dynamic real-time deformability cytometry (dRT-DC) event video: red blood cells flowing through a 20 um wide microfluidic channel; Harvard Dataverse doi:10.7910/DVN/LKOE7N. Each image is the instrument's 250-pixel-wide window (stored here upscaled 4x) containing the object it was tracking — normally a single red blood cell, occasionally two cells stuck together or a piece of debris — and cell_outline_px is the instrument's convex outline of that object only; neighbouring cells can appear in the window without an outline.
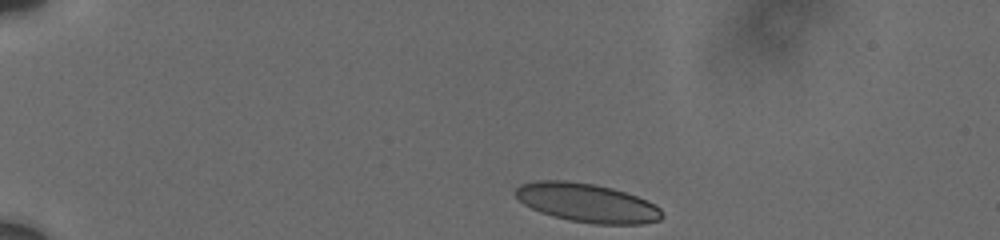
{"species": "human", "species_latin": "Homo sapiens", "temperature_condition": "cold", "stored_images_in_passage": 75, "camera_frame_rate_fps": 3000, "um_per_image_px": 0.085, "donor": {"sex": "male"}, "frame": {"image": 1, "passage_image": 1, "time_ms": 0.0, "image_size_px": [1000, 240], "cell_outline_px": [[664, 216], [660, 220], [644, 224], [592, 224], [568, 220], [552, 216], [540, 212], [524, 204], [512, 192], [520, 184], [536, 180], [568, 180], [596, 184], [612, 188], [648, 200], [656, 204], [660, 208]], "centroid_in_image_um": [49.9, 17.23], "position_along_channel_um": 35.1, "area_um2": 33.52}}
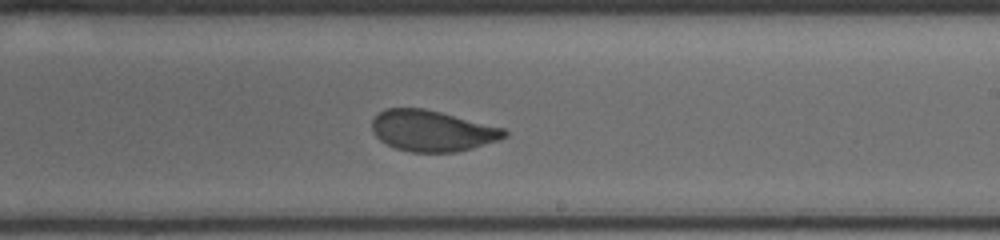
{"frame": {"image": 2, "passage_image": 39, "time_ms": 8.0, "image_size_px": [1000, 240], "cell_outline_px": [[508, 136], [500, 140], [472, 148], [456, 152], [412, 152], [396, 148], [380, 140], [376, 136], [372, 128], [372, 120], [384, 108], [424, 108], [504, 128], [508, 132]], "centroid_in_image_um": [36.75, 11.12], "position_along_channel_um": 252.2, "area_um2": 31.5}}
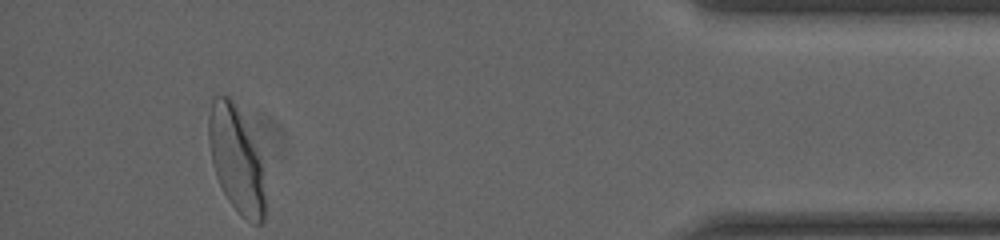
{"frame": {"image": 3, "passage_image": 74, "time_ms": 13.667, "image_size_px": [1000, 240], "cell_outline_px": [[264, 220], [260, 224], [256, 224], [240, 216], [228, 200], [216, 176], [212, 160], [208, 140], [208, 116], [212, 96], [228, 96], [232, 100], [236, 108], [260, 160], [264, 196]], "centroid_in_image_um": [20.02, 13.6], "position_along_channel_um": 415.2, "area_um2": 33.47}, "authors_computed_cell_mechanics": {"area_um2": 32.7148, "velocity_mm_per_s": 3.6893, "shape_relaxation_time_tau1_ms": 4.3096, "shape_relaxation_time_tau2_ms": 0.8604, "deformation_change_tau1": 0.1183, "deformation_change_tau2": 0.057}}